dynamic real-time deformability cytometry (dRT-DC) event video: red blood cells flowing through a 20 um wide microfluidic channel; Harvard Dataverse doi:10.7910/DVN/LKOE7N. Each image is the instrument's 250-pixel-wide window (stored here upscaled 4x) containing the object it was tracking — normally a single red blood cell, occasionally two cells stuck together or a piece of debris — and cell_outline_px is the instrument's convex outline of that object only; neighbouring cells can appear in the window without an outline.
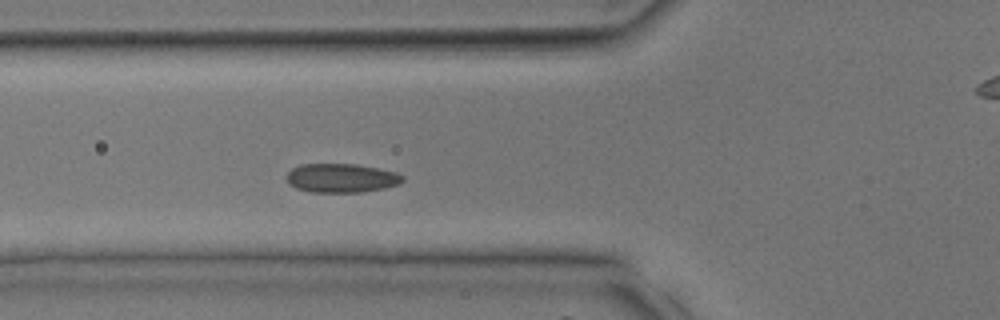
{"species": "common noctule bat (a hibernating species)", "species_latin": "Nyctalus noctula", "temperature_condition": "room temperature", "stored_images_in_passage": 35, "camera_frame_rate_fps": 3000, "um_per_image_px": 0.085, "animal": {"sex": "male", "body_mass_g": 17.9, "forearm_length_mm": 54.2}, "frame": {"image": 1, "passage_image": 10, "time_ms": 3.0, "image_size_px": [1000, 320], "cell_outline_px": [[404, 180], [400, 184], [384, 188], [360, 192], [312, 192], [296, 188], [288, 184], [284, 176], [292, 168], [300, 164], [356, 164], [380, 168], [396, 172], [404, 176]], "centroid_in_image_um": [29.0, 15.13], "position_along_channel_um": 96.8, "area_um2": 19.83}}
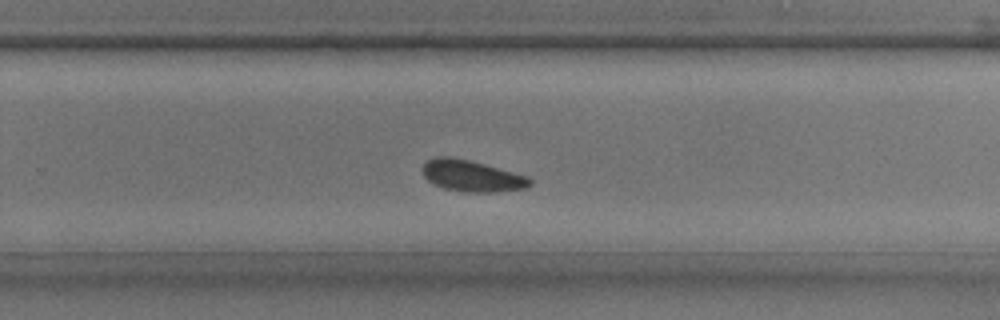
{"frame": {"image": 2, "passage_image": 21, "time_ms": 6.667, "image_size_px": [1000, 320], "cell_outline_px": [[532, 184], [528, 188], [492, 192], [464, 192], [444, 188], [432, 184], [424, 176], [420, 168], [428, 160], [436, 156], [452, 156], [484, 164], [528, 176], [532, 180]], "centroid_in_image_um": [40.08, 14.95], "position_along_channel_um": 289.7, "area_um2": 19.77}}
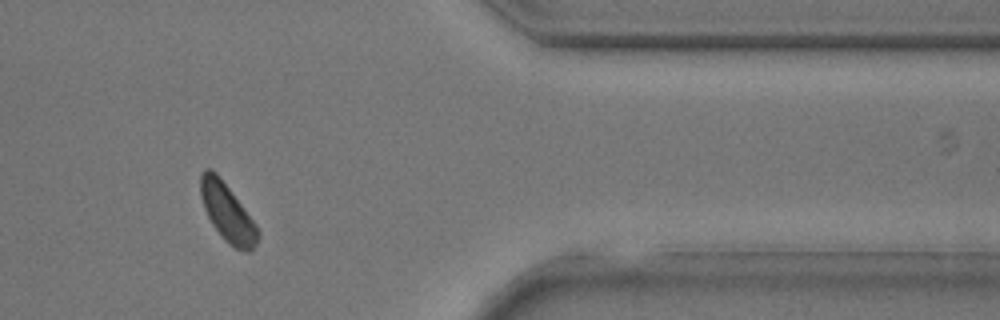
{"frame": {"image": 3, "passage_image": 28, "time_ms": 9.0, "image_size_px": [1000, 320], "cell_outline_px": [[260, 236], [256, 244], [248, 252], [236, 248], [228, 244], [220, 236], [212, 224], [204, 208], [200, 196], [200, 172], [204, 168], [212, 168], [220, 176], [256, 224], [260, 232]], "centroid_in_image_um": [19.31, 18.04], "position_along_channel_um": 392.1, "area_um2": 19.48}}